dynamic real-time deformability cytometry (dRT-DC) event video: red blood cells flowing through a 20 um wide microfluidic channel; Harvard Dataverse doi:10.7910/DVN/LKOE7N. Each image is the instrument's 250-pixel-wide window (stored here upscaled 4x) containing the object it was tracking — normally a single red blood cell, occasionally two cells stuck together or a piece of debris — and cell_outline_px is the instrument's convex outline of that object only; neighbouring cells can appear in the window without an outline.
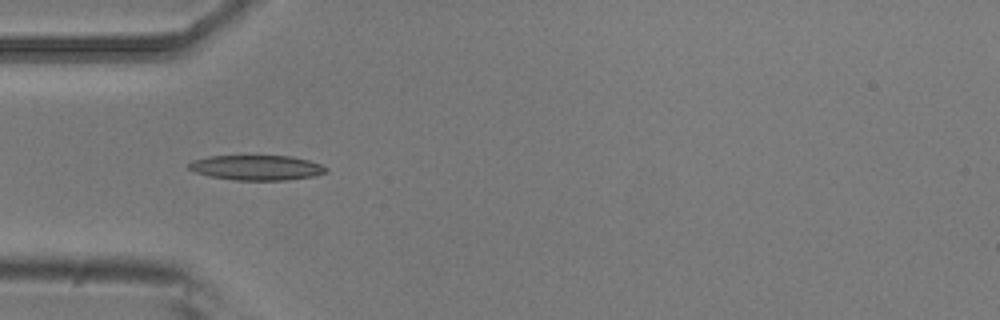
{"species": "common noctule bat (a hibernating species)", "species_latin": "Nyctalus noctula", "temperature_condition": "room temperature", "stored_images_in_passage": 6, "camera_frame_rate_fps": 3000, "um_per_image_px": 0.085, "animal": {"sex": "male", "body_mass_g": 20.5, "forearm_length_mm": 52.5}, "frame": {"image": 1, "passage_image": 4, "time_ms": 1.0, "image_size_px": [1000, 320], "cell_outline_px": [[328, 172], [312, 176], [284, 180], [236, 180], [208, 176], [196, 172], [188, 168], [188, 164], [192, 160], [208, 156], [292, 156], [308, 160], [320, 164], [328, 168]], "centroid_in_image_um": [21.8, 14.24], "position_along_channel_um": 63.2, "area_um2": 19.94}}
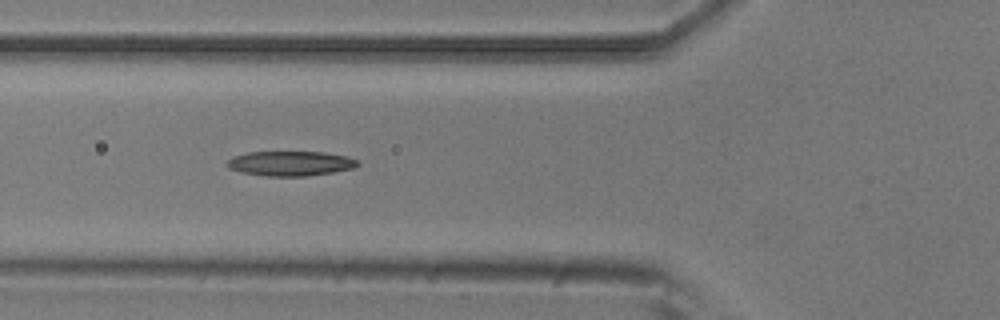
{"frame": {"image": 2, "passage_image": 5, "time_ms": 1.333, "image_size_px": [1000, 320], "cell_outline_px": [[360, 164], [356, 168], [332, 172], [304, 176], [264, 176], [240, 172], [228, 168], [224, 164], [232, 156], [248, 152], [324, 152], [348, 156], [360, 160]], "centroid_in_image_um": [24.69, 13.89], "position_along_channel_um": 101.1, "area_um2": 19.13}}
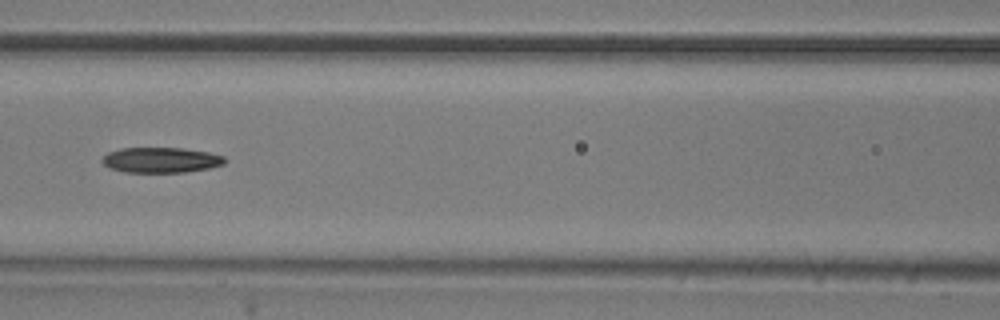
{"frame": {"image": 3, "passage_image": 6, "time_ms": 1.667, "image_size_px": [1000, 320], "cell_outline_px": [[228, 160], [224, 164], [208, 168], [184, 172], [124, 172], [108, 168], [100, 160], [108, 152], [120, 148], [184, 148], [208, 152], [224, 156]], "centroid_in_image_um": [13.67, 13.6], "position_along_channel_um": 152.9, "area_um2": 18.21}}